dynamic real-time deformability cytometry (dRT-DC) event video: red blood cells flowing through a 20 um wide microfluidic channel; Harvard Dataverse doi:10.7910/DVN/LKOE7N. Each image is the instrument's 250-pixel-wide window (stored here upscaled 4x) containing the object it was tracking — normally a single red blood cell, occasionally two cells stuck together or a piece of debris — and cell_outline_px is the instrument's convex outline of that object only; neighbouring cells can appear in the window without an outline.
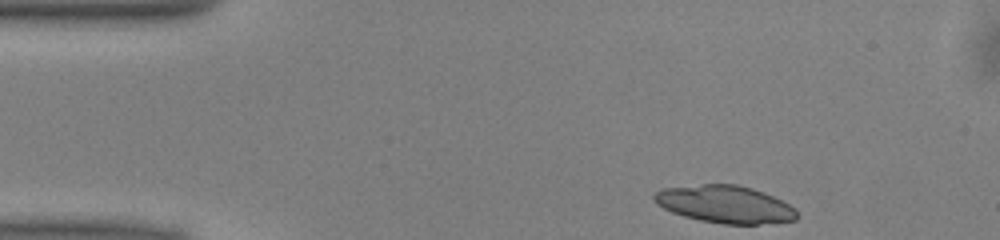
{"species": "common noctule bat (a hibernating species)", "species_latin": "Nyctalus noctula", "temperature_condition": "warm", "stored_images_in_passage": 44, "camera_frame_rate_fps": 3000, "um_per_image_px": 0.085, "animal": {"sex": "male", "body_mass_g": 13.0, "forearm_length_mm": 53.1}, "frame": {"image": 1, "passage_image": 1, "time_ms": 0.0, "image_size_px": [1000, 240], "cell_outline_px": [[800, 216], [796, 220], [760, 224], [724, 224], [700, 220], [684, 216], [672, 212], [656, 204], [652, 196], [660, 188], [704, 184], [736, 184], [752, 188], [764, 192], [796, 208]], "centroid_in_image_um": [61.63, 17.36], "position_along_channel_um": 23.4, "area_um2": 31.27}}